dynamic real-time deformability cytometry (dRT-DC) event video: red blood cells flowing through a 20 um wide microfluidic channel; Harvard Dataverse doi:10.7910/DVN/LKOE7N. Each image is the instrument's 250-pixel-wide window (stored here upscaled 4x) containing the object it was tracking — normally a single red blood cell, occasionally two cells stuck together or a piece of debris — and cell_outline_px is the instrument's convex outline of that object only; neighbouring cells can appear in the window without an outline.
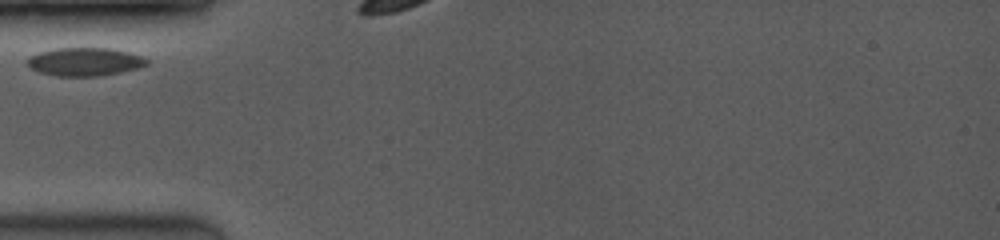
{"species": "common noctule bat (a hibernating species)", "species_latin": "Nyctalus noctula", "temperature_condition": "room temperature", "stored_images_in_passage": 4, "camera_frame_rate_fps": 3500, "um_per_image_px": 0.085, "animal": {"sex": "female", "body_mass_g": 19.0, "forearm_length_mm": 53.3}, "frame": {"image": 1, "passage_image": 1, "time_ms": 0.0, "image_size_px": [1000, 240], "cell_outline_px": [[148, 64], [140, 68], [100, 76], [56, 76], [40, 72], [24, 64], [24, 60], [28, 56], [40, 52], [56, 48], [112, 48], [128, 52], [140, 56], [148, 60]], "centroid_in_image_um": [7.17, 5.25], "position_along_channel_um": 77.8, "area_um2": 19.83}}